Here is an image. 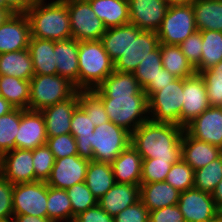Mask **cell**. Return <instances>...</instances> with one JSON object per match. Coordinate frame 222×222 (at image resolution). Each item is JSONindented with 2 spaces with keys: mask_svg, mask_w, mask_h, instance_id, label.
<instances>
[{
  "mask_svg": "<svg viewBox=\"0 0 222 222\" xmlns=\"http://www.w3.org/2000/svg\"><path fill=\"white\" fill-rule=\"evenodd\" d=\"M183 132L178 125L148 120L131 133L130 144L142 159L157 158L175 164L181 159Z\"/></svg>",
  "mask_w": 222,
  "mask_h": 222,
  "instance_id": "1",
  "label": "cell"
},
{
  "mask_svg": "<svg viewBox=\"0 0 222 222\" xmlns=\"http://www.w3.org/2000/svg\"><path fill=\"white\" fill-rule=\"evenodd\" d=\"M26 15L31 37L53 41L72 38L69 11L64 0H38Z\"/></svg>",
  "mask_w": 222,
  "mask_h": 222,
  "instance_id": "2",
  "label": "cell"
},
{
  "mask_svg": "<svg viewBox=\"0 0 222 222\" xmlns=\"http://www.w3.org/2000/svg\"><path fill=\"white\" fill-rule=\"evenodd\" d=\"M78 47V90H92L114 71V62L100 40L78 41Z\"/></svg>",
  "mask_w": 222,
  "mask_h": 222,
  "instance_id": "3",
  "label": "cell"
},
{
  "mask_svg": "<svg viewBox=\"0 0 222 222\" xmlns=\"http://www.w3.org/2000/svg\"><path fill=\"white\" fill-rule=\"evenodd\" d=\"M111 122L132 133L150 120L146 95H98Z\"/></svg>",
  "mask_w": 222,
  "mask_h": 222,
  "instance_id": "4",
  "label": "cell"
},
{
  "mask_svg": "<svg viewBox=\"0 0 222 222\" xmlns=\"http://www.w3.org/2000/svg\"><path fill=\"white\" fill-rule=\"evenodd\" d=\"M77 89L60 75H34L30 80L29 110L41 111L69 99Z\"/></svg>",
  "mask_w": 222,
  "mask_h": 222,
  "instance_id": "5",
  "label": "cell"
},
{
  "mask_svg": "<svg viewBox=\"0 0 222 222\" xmlns=\"http://www.w3.org/2000/svg\"><path fill=\"white\" fill-rule=\"evenodd\" d=\"M182 105L183 78H176L148 98L150 120L157 123L175 124L181 127Z\"/></svg>",
  "mask_w": 222,
  "mask_h": 222,
  "instance_id": "6",
  "label": "cell"
},
{
  "mask_svg": "<svg viewBox=\"0 0 222 222\" xmlns=\"http://www.w3.org/2000/svg\"><path fill=\"white\" fill-rule=\"evenodd\" d=\"M93 132V161L111 164L130 145L131 133L111 121L95 126Z\"/></svg>",
  "mask_w": 222,
  "mask_h": 222,
  "instance_id": "7",
  "label": "cell"
},
{
  "mask_svg": "<svg viewBox=\"0 0 222 222\" xmlns=\"http://www.w3.org/2000/svg\"><path fill=\"white\" fill-rule=\"evenodd\" d=\"M197 31L192 3L169 6L157 36L160 44L180 45Z\"/></svg>",
  "mask_w": 222,
  "mask_h": 222,
  "instance_id": "8",
  "label": "cell"
},
{
  "mask_svg": "<svg viewBox=\"0 0 222 222\" xmlns=\"http://www.w3.org/2000/svg\"><path fill=\"white\" fill-rule=\"evenodd\" d=\"M69 11L72 38L78 41L100 40L106 31L87 0H64Z\"/></svg>",
  "mask_w": 222,
  "mask_h": 222,
  "instance_id": "9",
  "label": "cell"
},
{
  "mask_svg": "<svg viewBox=\"0 0 222 222\" xmlns=\"http://www.w3.org/2000/svg\"><path fill=\"white\" fill-rule=\"evenodd\" d=\"M12 202L13 216L47 217V182L14 184Z\"/></svg>",
  "mask_w": 222,
  "mask_h": 222,
  "instance_id": "10",
  "label": "cell"
},
{
  "mask_svg": "<svg viewBox=\"0 0 222 222\" xmlns=\"http://www.w3.org/2000/svg\"><path fill=\"white\" fill-rule=\"evenodd\" d=\"M159 44L156 32L140 30L130 24V44L127 51L114 62V70L133 73L138 64Z\"/></svg>",
  "mask_w": 222,
  "mask_h": 222,
  "instance_id": "11",
  "label": "cell"
},
{
  "mask_svg": "<svg viewBox=\"0 0 222 222\" xmlns=\"http://www.w3.org/2000/svg\"><path fill=\"white\" fill-rule=\"evenodd\" d=\"M185 222H219V209L212 194L192 188L180 192L177 204Z\"/></svg>",
  "mask_w": 222,
  "mask_h": 222,
  "instance_id": "12",
  "label": "cell"
},
{
  "mask_svg": "<svg viewBox=\"0 0 222 222\" xmlns=\"http://www.w3.org/2000/svg\"><path fill=\"white\" fill-rule=\"evenodd\" d=\"M210 107L206 85L200 74L183 79V105L181 110V127Z\"/></svg>",
  "mask_w": 222,
  "mask_h": 222,
  "instance_id": "13",
  "label": "cell"
},
{
  "mask_svg": "<svg viewBox=\"0 0 222 222\" xmlns=\"http://www.w3.org/2000/svg\"><path fill=\"white\" fill-rule=\"evenodd\" d=\"M0 174L13 185L35 181L33 150L15 148L0 157Z\"/></svg>",
  "mask_w": 222,
  "mask_h": 222,
  "instance_id": "14",
  "label": "cell"
},
{
  "mask_svg": "<svg viewBox=\"0 0 222 222\" xmlns=\"http://www.w3.org/2000/svg\"><path fill=\"white\" fill-rule=\"evenodd\" d=\"M193 138L222 149V107L210 106L184 127Z\"/></svg>",
  "mask_w": 222,
  "mask_h": 222,
  "instance_id": "15",
  "label": "cell"
},
{
  "mask_svg": "<svg viewBox=\"0 0 222 222\" xmlns=\"http://www.w3.org/2000/svg\"><path fill=\"white\" fill-rule=\"evenodd\" d=\"M89 160L79 155L55 159L47 185L56 189H68L75 184L85 182Z\"/></svg>",
  "mask_w": 222,
  "mask_h": 222,
  "instance_id": "16",
  "label": "cell"
},
{
  "mask_svg": "<svg viewBox=\"0 0 222 222\" xmlns=\"http://www.w3.org/2000/svg\"><path fill=\"white\" fill-rule=\"evenodd\" d=\"M31 37L26 13H13L0 26V54L28 49Z\"/></svg>",
  "mask_w": 222,
  "mask_h": 222,
  "instance_id": "17",
  "label": "cell"
},
{
  "mask_svg": "<svg viewBox=\"0 0 222 222\" xmlns=\"http://www.w3.org/2000/svg\"><path fill=\"white\" fill-rule=\"evenodd\" d=\"M129 23L144 31L157 32L169 5L165 0H128Z\"/></svg>",
  "mask_w": 222,
  "mask_h": 222,
  "instance_id": "18",
  "label": "cell"
},
{
  "mask_svg": "<svg viewBox=\"0 0 222 222\" xmlns=\"http://www.w3.org/2000/svg\"><path fill=\"white\" fill-rule=\"evenodd\" d=\"M46 141V126L41 111L22 109L15 148L34 150L46 144Z\"/></svg>",
  "mask_w": 222,
  "mask_h": 222,
  "instance_id": "19",
  "label": "cell"
},
{
  "mask_svg": "<svg viewBox=\"0 0 222 222\" xmlns=\"http://www.w3.org/2000/svg\"><path fill=\"white\" fill-rule=\"evenodd\" d=\"M78 106L77 90L69 99L41 110L45 120L47 137L70 133L72 114Z\"/></svg>",
  "mask_w": 222,
  "mask_h": 222,
  "instance_id": "20",
  "label": "cell"
},
{
  "mask_svg": "<svg viewBox=\"0 0 222 222\" xmlns=\"http://www.w3.org/2000/svg\"><path fill=\"white\" fill-rule=\"evenodd\" d=\"M222 155V149L191 137L185 130L181 139V159L194 171Z\"/></svg>",
  "mask_w": 222,
  "mask_h": 222,
  "instance_id": "21",
  "label": "cell"
},
{
  "mask_svg": "<svg viewBox=\"0 0 222 222\" xmlns=\"http://www.w3.org/2000/svg\"><path fill=\"white\" fill-rule=\"evenodd\" d=\"M78 40L69 38L54 41L57 75L66 78L78 90Z\"/></svg>",
  "mask_w": 222,
  "mask_h": 222,
  "instance_id": "22",
  "label": "cell"
},
{
  "mask_svg": "<svg viewBox=\"0 0 222 222\" xmlns=\"http://www.w3.org/2000/svg\"><path fill=\"white\" fill-rule=\"evenodd\" d=\"M140 185L115 183L99 200L98 205L110 216L140 200Z\"/></svg>",
  "mask_w": 222,
  "mask_h": 222,
  "instance_id": "23",
  "label": "cell"
},
{
  "mask_svg": "<svg viewBox=\"0 0 222 222\" xmlns=\"http://www.w3.org/2000/svg\"><path fill=\"white\" fill-rule=\"evenodd\" d=\"M142 157L130 144L111 163L116 183L140 185Z\"/></svg>",
  "mask_w": 222,
  "mask_h": 222,
  "instance_id": "24",
  "label": "cell"
},
{
  "mask_svg": "<svg viewBox=\"0 0 222 222\" xmlns=\"http://www.w3.org/2000/svg\"><path fill=\"white\" fill-rule=\"evenodd\" d=\"M180 192L166 181L140 184V201L149 210L177 205Z\"/></svg>",
  "mask_w": 222,
  "mask_h": 222,
  "instance_id": "25",
  "label": "cell"
},
{
  "mask_svg": "<svg viewBox=\"0 0 222 222\" xmlns=\"http://www.w3.org/2000/svg\"><path fill=\"white\" fill-rule=\"evenodd\" d=\"M92 122L91 117L79 106L74 110L71 118L70 134L76 139L78 155L89 161H93L91 138L94 133L95 125Z\"/></svg>",
  "mask_w": 222,
  "mask_h": 222,
  "instance_id": "26",
  "label": "cell"
},
{
  "mask_svg": "<svg viewBox=\"0 0 222 222\" xmlns=\"http://www.w3.org/2000/svg\"><path fill=\"white\" fill-rule=\"evenodd\" d=\"M105 27L113 28L129 24L128 0H87Z\"/></svg>",
  "mask_w": 222,
  "mask_h": 222,
  "instance_id": "27",
  "label": "cell"
},
{
  "mask_svg": "<svg viewBox=\"0 0 222 222\" xmlns=\"http://www.w3.org/2000/svg\"><path fill=\"white\" fill-rule=\"evenodd\" d=\"M92 90L97 95H146L134 73L116 70Z\"/></svg>",
  "mask_w": 222,
  "mask_h": 222,
  "instance_id": "28",
  "label": "cell"
},
{
  "mask_svg": "<svg viewBox=\"0 0 222 222\" xmlns=\"http://www.w3.org/2000/svg\"><path fill=\"white\" fill-rule=\"evenodd\" d=\"M28 50L31 54L35 75L57 74L53 40L30 37Z\"/></svg>",
  "mask_w": 222,
  "mask_h": 222,
  "instance_id": "29",
  "label": "cell"
},
{
  "mask_svg": "<svg viewBox=\"0 0 222 222\" xmlns=\"http://www.w3.org/2000/svg\"><path fill=\"white\" fill-rule=\"evenodd\" d=\"M34 75L28 49L0 54V76H13L30 81Z\"/></svg>",
  "mask_w": 222,
  "mask_h": 222,
  "instance_id": "30",
  "label": "cell"
},
{
  "mask_svg": "<svg viewBox=\"0 0 222 222\" xmlns=\"http://www.w3.org/2000/svg\"><path fill=\"white\" fill-rule=\"evenodd\" d=\"M192 8L197 31L222 32V2L220 0H194Z\"/></svg>",
  "mask_w": 222,
  "mask_h": 222,
  "instance_id": "31",
  "label": "cell"
},
{
  "mask_svg": "<svg viewBox=\"0 0 222 222\" xmlns=\"http://www.w3.org/2000/svg\"><path fill=\"white\" fill-rule=\"evenodd\" d=\"M85 183L99 200L116 183L111 164L89 161Z\"/></svg>",
  "mask_w": 222,
  "mask_h": 222,
  "instance_id": "32",
  "label": "cell"
},
{
  "mask_svg": "<svg viewBox=\"0 0 222 222\" xmlns=\"http://www.w3.org/2000/svg\"><path fill=\"white\" fill-rule=\"evenodd\" d=\"M161 61L165 70L176 78H188L196 73V70L188 62L179 45L160 44Z\"/></svg>",
  "mask_w": 222,
  "mask_h": 222,
  "instance_id": "33",
  "label": "cell"
},
{
  "mask_svg": "<svg viewBox=\"0 0 222 222\" xmlns=\"http://www.w3.org/2000/svg\"><path fill=\"white\" fill-rule=\"evenodd\" d=\"M30 81L0 76V96L15 108L28 109Z\"/></svg>",
  "mask_w": 222,
  "mask_h": 222,
  "instance_id": "34",
  "label": "cell"
},
{
  "mask_svg": "<svg viewBox=\"0 0 222 222\" xmlns=\"http://www.w3.org/2000/svg\"><path fill=\"white\" fill-rule=\"evenodd\" d=\"M200 32L202 35V55L200 67L196 70L198 74L222 60V32L214 30Z\"/></svg>",
  "mask_w": 222,
  "mask_h": 222,
  "instance_id": "35",
  "label": "cell"
},
{
  "mask_svg": "<svg viewBox=\"0 0 222 222\" xmlns=\"http://www.w3.org/2000/svg\"><path fill=\"white\" fill-rule=\"evenodd\" d=\"M100 41L111 60L115 62L127 51L130 44V23L106 29Z\"/></svg>",
  "mask_w": 222,
  "mask_h": 222,
  "instance_id": "36",
  "label": "cell"
},
{
  "mask_svg": "<svg viewBox=\"0 0 222 222\" xmlns=\"http://www.w3.org/2000/svg\"><path fill=\"white\" fill-rule=\"evenodd\" d=\"M47 218L52 222H67L72 218V205L66 190L47 185Z\"/></svg>",
  "mask_w": 222,
  "mask_h": 222,
  "instance_id": "37",
  "label": "cell"
},
{
  "mask_svg": "<svg viewBox=\"0 0 222 222\" xmlns=\"http://www.w3.org/2000/svg\"><path fill=\"white\" fill-rule=\"evenodd\" d=\"M22 109L14 108L0 116V157L15 149V138L18 133Z\"/></svg>",
  "mask_w": 222,
  "mask_h": 222,
  "instance_id": "38",
  "label": "cell"
},
{
  "mask_svg": "<svg viewBox=\"0 0 222 222\" xmlns=\"http://www.w3.org/2000/svg\"><path fill=\"white\" fill-rule=\"evenodd\" d=\"M222 179V155L194 171V188L212 193Z\"/></svg>",
  "mask_w": 222,
  "mask_h": 222,
  "instance_id": "39",
  "label": "cell"
},
{
  "mask_svg": "<svg viewBox=\"0 0 222 222\" xmlns=\"http://www.w3.org/2000/svg\"><path fill=\"white\" fill-rule=\"evenodd\" d=\"M79 107L91 117L95 126L109 120L102 99L93 90H78Z\"/></svg>",
  "mask_w": 222,
  "mask_h": 222,
  "instance_id": "40",
  "label": "cell"
},
{
  "mask_svg": "<svg viewBox=\"0 0 222 222\" xmlns=\"http://www.w3.org/2000/svg\"><path fill=\"white\" fill-rule=\"evenodd\" d=\"M162 68L161 49L159 44L154 51L149 52L148 56L138 64V67L133 73L141 88L144 90L151 82H155Z\"/></svg>",
  "mask_w": 222,
  "mask_h": 222,
  "instance_id": "41",
  "label": "cell"
},
{
  "mask_svg": "<svg viewBox=\"0 0 222 222\" xmlns=\"http://www.w3.org/2000/svg\"><path fill=\"white\" fill-rule=\"evenodd\" d=\"M199 74L205 82L210 106L222 107V60Z\"/></svg>",
  "mask_w": 222,
  "mask_h": 222,
  "instance_id": "42",
  "label": "cell"
},
{
  "mask_svg": "<svg viewBox=\"0 0 222 222\" xmlns=\"http://www.w3.org/2000/svg\"><path fill=\"white\" fill-rule=\"evenodd\" d=\"M66 192L72 205V218L98 204V200L94 197L85 182L73 185L66 189Z\"/></svg>",
  "mask_w": 222,
  "mask_h": 222,
  "instance_id": "43",
  "label": "cell"
},
{
  "mask_svg": "<svg viewBox=\"0 0 222 222\" xmlns=\"http://www.w3.org/2000/svg\"><path fill=\"white\" fill-rule=\"evenodd\" d=\"M165 181L179 192L192 189L194 188V170L180 159L172 165Z\"/></svg>",
  "mask_w": 222,
  "mask_h": 222,
  "instance_id": "44",
  "label": "cell"
},
{
  "mask_svg": "<svg viewBox=\"0 0 222 222\" xmlns=\"http://www.w3.org/2000/svg\"><path fill=\"white\" fill-rule=\"evenodd\" d=\"M54 162V155L46 144L35 148L33 150L35 181L46 182L51 175Z\"/></svg>",
  "mask_w": 222,
  "mask_h": 222,
  "instance_id": "45",
  "label": "cell"
},
{
  "mask_svg": "<svg viewBox=\"0 0 222 222\" xmlns=\"http://www.w3.org/2000/svg\"><path fill=\"white\" fill-rule=\"evenodd\" d=\"M172 165L157 158L143 159L140 184L165 181Z\"/></svg>",
  "mask_w": 222,
  "mask_h": 222,
  "instance_id": "46",
  "label": "cell"
},
{
  "mask_svg": "<svg viewBox=\"0 0 222 222\" xmlns=\"http://www.w3.org/2000/svg\"><path fill=\"white\" fill-rule=\"evenodd\" d=\"M46 145L55 159L78 155L75 137L68 133L54 137H47Z\"/></svg>",
  "mask_w": 222,
  "mask_h": 222,
  "instance_id": "47",
  "label": "cell"
},
{
  "mask_svg": "<svg viewBox=\"0 0 222 222\" xmlns=\"http://www.w3.org/2000/svg\"><path fill=\"white\" fill-rule=\"evenodd\" d=\"M182 53L186 56L188 62L195 70L200 67L202 55V35L200 31H196L188 36L180 45Z\"/></svg>",
  "mask_w": 222,
  "mask_h": 222,
  "instance_id": "48",
  "label": "cell"
},
{
  "mask_svg": "<svg viewBox=\"0 0 222 222\" xmlns=\"http://www.w3.org/2000/svg\"><path fill=\"white\" fill-rule=\"evenodd\" d=\"M14 185L0 174V221L13 220Z\"/></svg>",
  "mask_w": 222,
  "mask_h": 222,
  "instance_id": "49",
  "label": "cell"
},
{
  "mask_svg": "<svg viewBox=\"0 0 222 222\" xmlns=\"http://www.w3.org/2000/svg\"><path fill=\"white\" fill-rule=\"evenodd\" d=\"M150 211L139 200L114 217V222H149Z\"/></svg>",
  "mask_w": 222,
  "mask_h": 222,
  "instance_id": "50",
  "label": "cell"
},
{
  "mask_svg": "<svg viewBox=\"0 0 222 222\" xmlns=\"http://www.w3.org/2000/svg\"><path fill=\"white\" fill-rule=\"evenodd\" d=\"M149 222H185V219L179 206L172 205L150 211Z\"/></svg>",
  "mask_w": 222,
  "mask_h": 222,
  "instance_id": "51",
  "label": "cell"
},
{
  "mask_svg": "<svg viewBox=\"0 0 222 222\" xmlns=\"http://www.w3.org/2000/svg\"><path fill=\"white\" fill-rule=\"evenodd\" d=\"M76 217L81 222H114V217L108 215L98 204Z\"/></svg>",
  "mask_w": 222,
  "mask_h": 222,
  "instance_id": "52",
  "label": "cell"
},
{
  "mask_svg": "<svg viewBox=\"0 0 222 222\" xmlns=\"http://www.w3.org/2000/svg\"><path fill=\"white\" fill-rule=\"evenodd\" d=\"M176 77L172 75L169 71L162 68L160 73L155 79V82H151L145 89L144 92L146 93L147 98H149L153 93L159 91L164 86L170 84Z\"/></svg>",
  "mask_w": 222,
  "mask_h": 222,
  "instance_id": "53",
  "label": "cell"
},
{
  "mask_svg": "<svg viewBox=\"0 0 222 222\" xmlns=\"http://www.w3.org/2000/svg\"><path fill=\"white\" fill-rule=\"evenodd\" d=\"M38 0H5L6 9L12 13H26Z\"/></svg>",
  "mask_w": 222,
  "mask_h": 222,
  "instance_id": "54",
  "label": "cell"
},
{
  "mask_svg": "<svg viewBox=\"0 0 222 222\" xmlns=\"http://www.w3.org/2000/svg\"><path fill=\"white\" fill-rule=\"evenodd\" d=\"M12 222H52L47 217H37L32 215H16L13 216Z\"/></svg>",
  "mask_w": 222,
  "mask_h": 222,
  "instance_id": "55",
  "label": "cell"
},
{
  "mask_svg": "<svg viewBox=\"0 0 222 222\" xmlns=\"http://www.w3.org/2000/svg\"><path fill=\"white\" fill-rule=\"evenodd\" d=\"M211 194L215 205L220 210L222 208V179Z\"/></svg>",
  "mask_w": 222,
  "mask_h": 222,
  "instance_id": "56",
  "label": "cell"
},
{
  "mask_svg": "<svg viewBox=\"0 0 222 222\" xmlns=\"http://www.w3.org/2000/svg\"><path fill=\"white\" fill-rule=\"evenodd\" d=\"M14 108V106H12L8 101L0 96V116L11 112Z\"/></svg>",
  "mask_w": 222,
  "mask_h": 222,
  "instance_id": "57",
  "label": "cell"
},
{
  "mask_svg": "<svg viewBox=\"0 0 222 222\" xmlns=\"http://www.w3.org/2000/svg\"><path fill=\"white\" fill-rule=\"evenodd\" d=\"M13 14L10 10L0 9V26L6 21V19Z\"/></svg>",
  "mask_w": 222,
  "mask_h": 222,
  "instance_id": "58",
  "label": "cell"
},
{
  "mask_svg": "<svg viewBox=\"0 0 222 222\" xmlns=\"http://www.w3.org/2000/svg\"><path fill=\"white\" fill-rule=\"evenodd\" d=\"M169 6L172 5H184L192 3L194 0H165Z\"/></svg>",
  "mask_w": 222,
  "mask_h": 222,
  "instance_id": "59",
  "label": "cell"
},
{
  "mask_svg": "<svg viewBox=\"0 0 222 222\" xmlns=\"http://www.w3.org/2000/svg\"><path fill=\"white\" fill-rule=\"evenodd\" d=\"M0 9H6V2H5V0H0Z\"/></svg>",
  "mask_w": 222,
  "mask_h": 222,
  "instance_id": "60",
  "label": "cell"
},
{
  "mask_svg": "<svg viewBox=\"0 0 222 222\" xmlns=\"http://www.w3.org/2000/svg\"><path fill=\"white\" fill-rule=\"evenodd\" d=\"M67 222H81V221L77 217H73Z\"/></svg>",
  "mask_w": 222,
  "mask_h": 222,
  "instance_id": "61",
  "label": "cell"
},
{
  "mask_svg": "<svg viewBox=\"0 0 222 222\" xmlns=\"http://www.w3.org/2000/svg\"><path fill=\"white\" fill-rule=\"evenodd\" d=\"M219 220L222 222V208L219 210Z\"/></svg>",
  "mask_w": 222,
  "mask_h": 222,
  "instance_id": "62",
  "label": "cell"
}]
</instances>
